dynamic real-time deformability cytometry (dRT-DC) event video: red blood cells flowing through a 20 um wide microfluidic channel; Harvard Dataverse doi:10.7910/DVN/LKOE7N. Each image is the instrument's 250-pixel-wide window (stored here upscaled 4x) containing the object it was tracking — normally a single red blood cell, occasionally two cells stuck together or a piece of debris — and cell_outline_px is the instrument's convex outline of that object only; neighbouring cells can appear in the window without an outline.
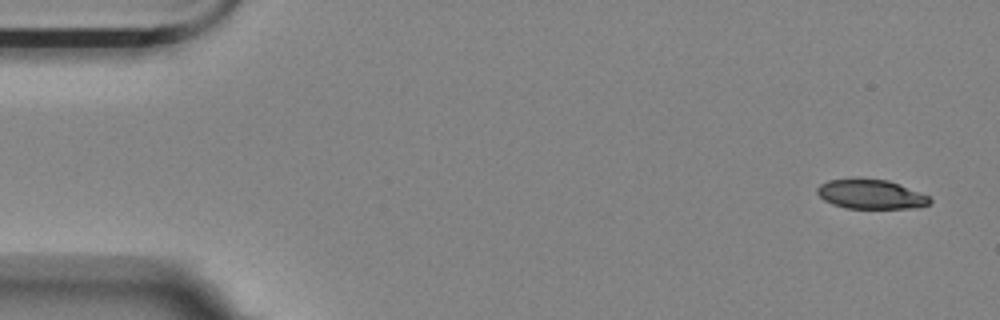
{"species": "Egyptian fruit bat (a non-hibernating species)", "species_latin": "Rousettus aegyptiacus", "temperature_condition": "room temperature", "stored_images_in_passage": 4, "camera_frame_rate_fps": 3000, "um_per_image_px": 0.085, "animal": {"sex": "female"}, "frame": {"image": 1, "passage_image": 1, "time_ms": 0.0, "image_size_px": [1000, 320], "cell_outline_px": [[932, 200], [928, 204], [916, 208], [848, 208], [832, 204], [824, 200], [816, 192], [816, 188], [820, 184], [828, 180], [888, 180], [900, 184], [928, 196]], "centroid_in_image_um": [74.02, 16.53], "position_along_channel_um": 11.0, "area_um2": 18.84}}
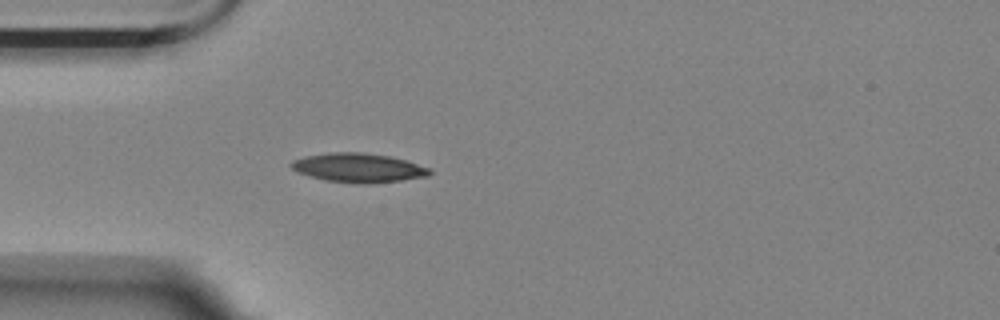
{"frame": {"image": 2, "passage_image": 4, "time_ms": 1.0, "image_size_px": [1000, 320], "cell_outline_px": [[432, 172], [428, 176], [400, 180], [328, 180], [296, 172], [288, 164], [292, 160], [304, 156], [332, 152], [360, 152], [388, 156], [404, 160], [428, 168]], "centroid_in_image_um": [30.38, 14.19], "position_along_channel_um": 54.6, "area_um2": 22.02}}